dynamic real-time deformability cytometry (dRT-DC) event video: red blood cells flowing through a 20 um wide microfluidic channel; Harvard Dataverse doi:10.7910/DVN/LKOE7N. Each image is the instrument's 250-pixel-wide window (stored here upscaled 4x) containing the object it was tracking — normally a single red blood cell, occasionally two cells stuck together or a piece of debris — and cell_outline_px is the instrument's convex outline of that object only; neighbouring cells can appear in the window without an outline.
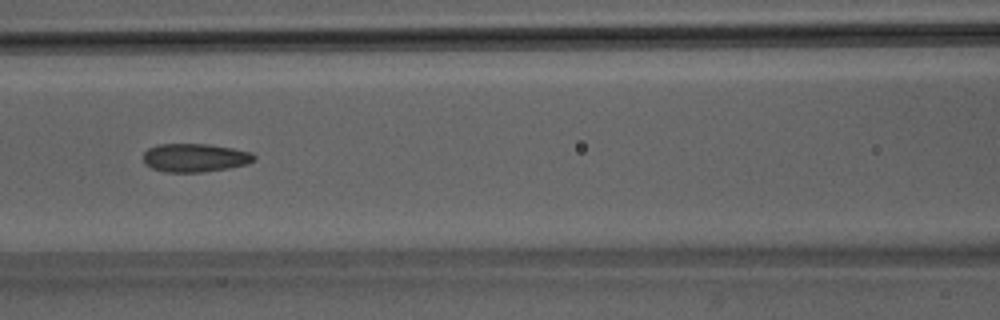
{"species": "Egyptian fruit bat (a non-hibernating species)", "species_latin": "Rousettus aegyptiacus", "temperature_condition": "room temperature", "stored_images_in_passage": 10, "camera_frame_rate_fps": 3000, "um_per_image_px": 0.085, "animal": {"sex": "male"}, "frame": {"image": 1, "passage_image": 8, "time_ms": 2.333, "image_size_px": [1000, 320], "cell_outline_px": [[256, 160], [248, 164], [228, 168], [200, 172], [164, 172], [152, 168], [144, 164], [144, 152], [148, 148], [160, 144], [208, 144], [232, 148], [252, 152], [256, 156]], "centroid_in_image_um": [16.59, 13.41], "position_along_channel_um": 150.0, "area_um2": 18.44}}